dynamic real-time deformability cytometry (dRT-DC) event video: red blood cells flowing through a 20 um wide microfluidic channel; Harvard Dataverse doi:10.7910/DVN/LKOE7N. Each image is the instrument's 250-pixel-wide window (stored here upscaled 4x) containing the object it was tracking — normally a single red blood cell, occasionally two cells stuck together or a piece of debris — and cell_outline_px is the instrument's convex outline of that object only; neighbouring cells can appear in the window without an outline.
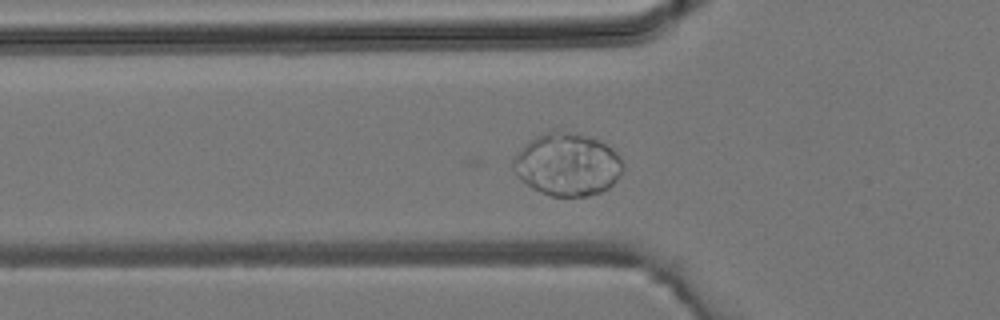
{"species": "common noctule bat (a hibernating species)", "species_latin": "Nyctalus noctula", "temperature_condition": "room temperature", "stored_images_in_passage": 9, "camera_frame_rate_fps": 3000, "um_per_image_px": 0.085, "animal": {"sex": "male", "body_mass_g": 19.2, "forearm_length_mm": 51.8}, "frame": {"image": 1, "passage_image": 3, "time_ms": 0.667, "image_size_px": [1000, 320], "cell_outline_px": [[624, 168], [616, 180], [608, 188], [600, 192], [588, 196], [552, 196], [540, 192], [532, 188], [516, 176], [512, 168], [512, 160], [524, 144], [536, 136], [552, 128], [600, 140], [612, 148], [616, 152]], "centroid_in_image_um": [48.19, 13.97], "position_along_channel_um": 77.6, "area_um2": 40.17}}
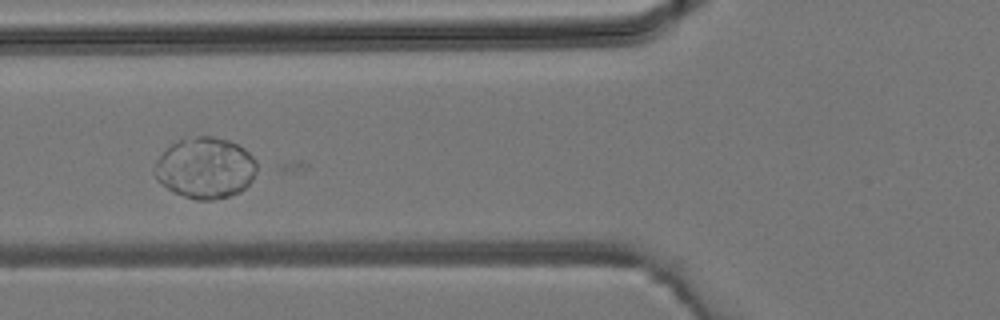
{"frame": {"image": 2, "passage_image": 5, "time_ms": 1.333, "image_size_px": [1000, 320], "cell_outline_px": [[256, 172], [252, 180], [240, 192], [228, 196], [212, 200], [196, 200], [184, 196], [168, 188], [156, 180], [156, 160], [172, 144], [184, 136], [212, 136], [228, 140], [244, 148], [256, 160]], "centroid_in_image_um": [17.46, 14.26], "position_along_channel_um": 108.3, "area_um2": 36.18}}
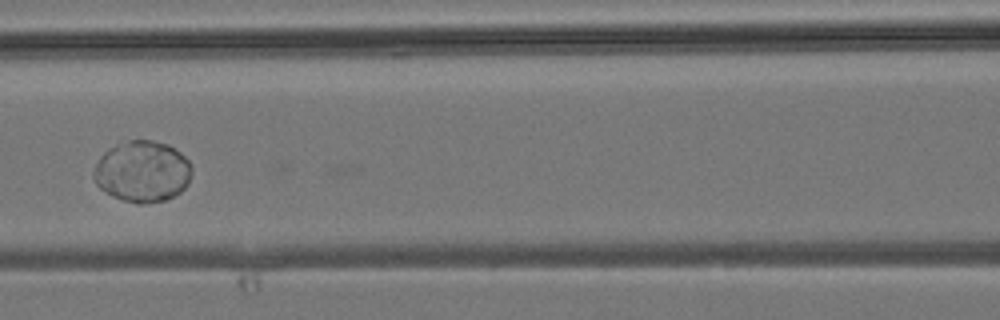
{"frame": {"image": 3, "passage_image": 8, "time_ms": 2.333, "image_size_px": [1000, 320], "cell_outline_px": [[192, 172], [188, 184], [180, 192], [164, 200], [140, 204], [136, 204], [112, 196], [100, 188], [96, 184], [92, 176], [92, 172], [100, 156], [104, 152], [116, 144], [128, 140], [152, 140], [168, 144], [180, 152], [188, 160], [192, 168]], "centroid_in_image_um": [12.09, 14.57], "position_along_channel_um": 154.5, "area_um2": 35.14}}